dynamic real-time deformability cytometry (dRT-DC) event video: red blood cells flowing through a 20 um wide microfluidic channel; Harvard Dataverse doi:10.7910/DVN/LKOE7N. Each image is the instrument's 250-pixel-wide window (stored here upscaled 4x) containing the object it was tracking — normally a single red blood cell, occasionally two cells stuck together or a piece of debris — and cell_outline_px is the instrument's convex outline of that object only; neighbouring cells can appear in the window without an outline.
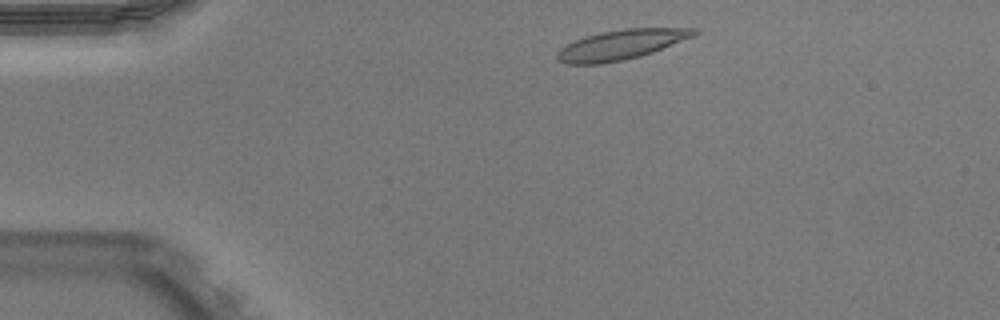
{"species": "Egyptian fruit bat (a non-hibernating species)", "species_latin": "Rousettus aegyptiacus", "temperature_condition": "warm", "stored_images_in_passage": 9, "camera_frame_rate_fps": 3000, "um_per_image_px": 0.085, "animal": {"sex": "male"}, "frame": {"image": 1, "passage_image": 3, "time_ms": 0.667, "image_size_px": [1000, 320], "cell_outline_px": [[700, 32], [696, 36], [652, 52], [640, 56], [624, 60], [600, 64], [568, 64], [556, 60], [556, 52], [560, 48], [584, 36], [600, 32], [624, 28], [700, 28]], "centroid_in_image_um": [52.82, 3.79], "position_along_channel_um": 32.2, "area_um2": 24.04}}